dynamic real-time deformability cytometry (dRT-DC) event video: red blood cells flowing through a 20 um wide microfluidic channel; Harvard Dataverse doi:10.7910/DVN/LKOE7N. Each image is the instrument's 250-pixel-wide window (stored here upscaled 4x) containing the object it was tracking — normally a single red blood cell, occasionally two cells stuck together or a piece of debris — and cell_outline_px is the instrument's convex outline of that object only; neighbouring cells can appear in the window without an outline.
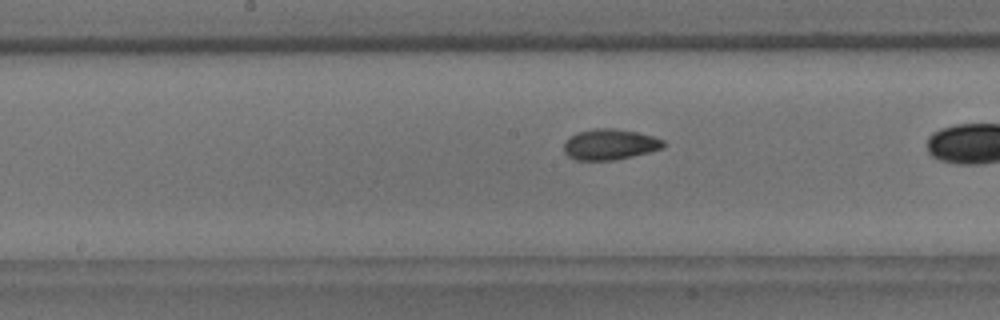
{"species": "common noctule bat (a hibernating species)", "species_latin": "Nyctalus noctula", "temperature_condition": "room temperature", "stored_images_in_passage": 28, "camera_frame_rate_fps": 3000, "um_per_image_px": 0.085, "animal": {"sex": "male", "body_mass_g": 18.8}, "frame": {"image": 1, "passage_image": 13, "time_ms": 4.0, "image_size_px": [1000, 320], "cell_outline_px": [[668, 144], [664, 148], [632, 156], [612, 160], [576, 160], [568, 156], [564, 152], [564, 144], [576, 132], [596, 128], [612, 128], [636, 132], [652, 136], [664, 140]], "centroid_in_image_um": [51.86, 12.27], "position_along_channel_um": 196.3, "area_um2": 17.74}}
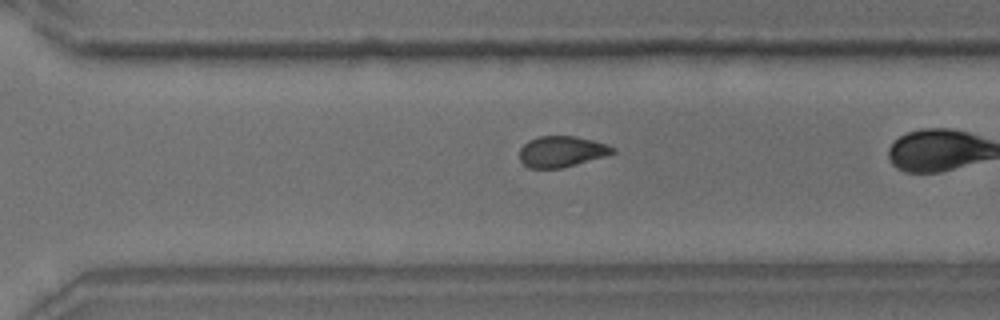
{"frame": {"image": 2, "passage_image": 24, "time_ms": 7.667, "image_size_px": [1000, 320], "cell_outline_px": [[616, 152], [608, 156], [560, 168], [528, 168], [520, 160], [520, 148], [528, 140], [540, 136], [576, 136], [592, 140], [616, 148]], "centroid_in_image_um": [47.75, 12.88], "position_along_channel_um": 322.9, "area_um2": 16.82}}